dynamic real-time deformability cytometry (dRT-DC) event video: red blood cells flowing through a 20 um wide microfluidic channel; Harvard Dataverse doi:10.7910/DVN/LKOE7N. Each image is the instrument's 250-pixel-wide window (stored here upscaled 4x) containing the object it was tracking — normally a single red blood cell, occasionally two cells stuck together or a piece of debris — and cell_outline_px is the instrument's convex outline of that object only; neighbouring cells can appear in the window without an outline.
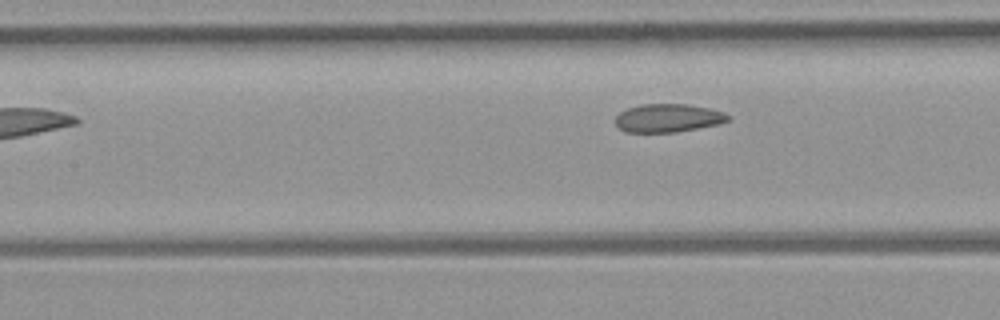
{"species": "common noctule bat (a hibernating species)", "species_latin": "Nyctalus noctula", "temperature_condition": "room temperature", "stored_images_in_passage": 4, "camera_frame_rate_fps": 3000, "um_per_image_px": 0.085, "animal": {"sex": "female", "body_mass_g": 21.9}, "frame": {"image": 1, "passage_image": 4, "time_ms": 3.333, "image_size_px": [1000, 320], "cell_outline_px": [[732, 116], [728, 120], [720, 124], [676, 132], [624, 132], [616, 124], [616, 116], [620, 112], [628, 108], [640, 104], [688, 104], [708, 108], [724, 112]], "centroid_in_image_um": [56.8, 10.03], "position_along_channel_um": 150.6, "area_um2": 18.61}}